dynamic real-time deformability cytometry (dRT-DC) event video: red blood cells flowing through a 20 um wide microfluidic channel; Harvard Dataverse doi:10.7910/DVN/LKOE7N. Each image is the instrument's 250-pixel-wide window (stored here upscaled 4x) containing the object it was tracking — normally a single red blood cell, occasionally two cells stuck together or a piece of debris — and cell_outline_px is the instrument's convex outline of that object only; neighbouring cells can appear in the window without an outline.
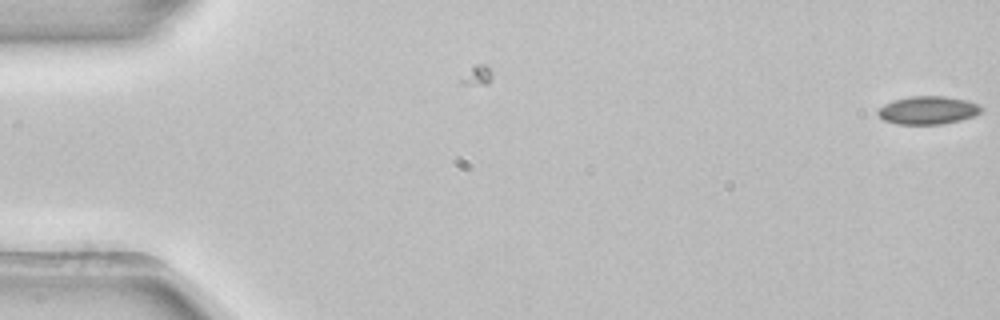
{"species": "common noctule bat (a hibernating species)", "species_latin": "Nyctalus noctula", "temperature_condition": "room temperature", "stored_images_in_passage": 2, "camera_frame_rate_fps": 3000, "um_per_image_px": 0.085, "animal": {"sex": "female", "body_mass_g": 22.7, "forearm_length_mm": 54.2}, "frame": {"image": 1, "passage_image": 2, "time_ms": 0.333, "image_size_px": [1000, 320], "cell_outline_px": [[984, 108], [980, 112], [972, 116], [960, 120], [944, 124], [896, 124], [884, 120], [876, 112], [884, 104], [896, 100], [912, 96], [944, 96], [968, 100], [980, 104]], "centroid_in_image_um": [78.91, 9.37], "position_along_channel_um": 6.1, "area_um2": 16.88}}